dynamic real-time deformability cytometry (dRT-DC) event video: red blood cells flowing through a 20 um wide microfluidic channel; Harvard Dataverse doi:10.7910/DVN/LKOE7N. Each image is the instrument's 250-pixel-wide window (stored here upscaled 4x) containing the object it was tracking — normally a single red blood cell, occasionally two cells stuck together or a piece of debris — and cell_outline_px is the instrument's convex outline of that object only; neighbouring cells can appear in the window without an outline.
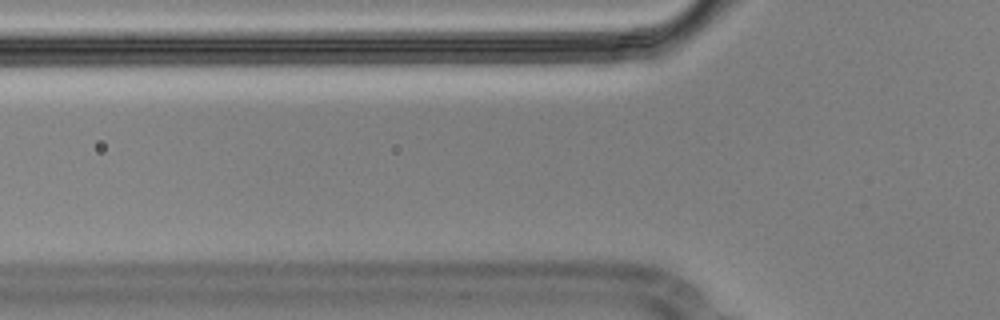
{"species": "Egyptian fruit bat (a non-hibernating species)", "species_latin": "Rousettus aegyptiacus", "temperature_condition": "cold", "stored_images_in_passage": 3, "segment_of_instrument_passage": [2, 2], "camera_frame_rate_fps": 3000, "um_per_image_px": 0.085, "animal": {"sex": "male"}, "frame": {"image": 1, "passage_image": 2, "time_ms": 0.333, "image_size_px": [1000, 320], "cell_outline_px": [[620, 60], [548, 64], [388, 64], [392, 48], [400, 40], [608, 40]], "centroid_in_image_um": [42.58, 4.41], "position_along_channel_um": 83.2, "area_um2": 37.63}}